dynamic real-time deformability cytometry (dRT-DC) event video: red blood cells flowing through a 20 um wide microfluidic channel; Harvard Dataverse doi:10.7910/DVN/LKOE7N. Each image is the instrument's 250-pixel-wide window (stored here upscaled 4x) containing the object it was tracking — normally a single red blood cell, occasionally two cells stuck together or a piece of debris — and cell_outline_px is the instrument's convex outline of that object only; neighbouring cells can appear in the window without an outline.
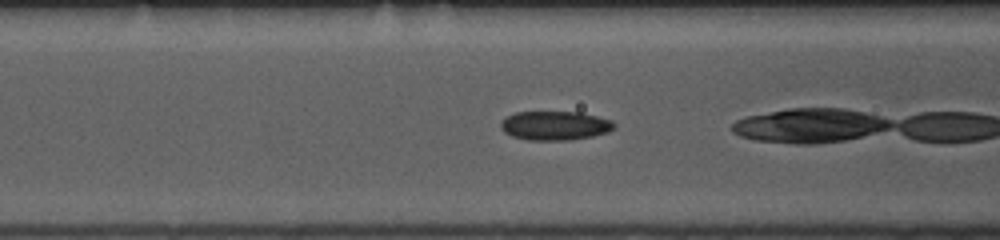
{"species": "common noctule bat (a hibernating species)", "species_latin": "Nyctalus noctula", "temperature_condition": "room temperature", "stored_images_in_passage": 18, "camera_frame_rate_fps": 3000, "um_per_image_px": 0.085, "animal": {"sex": "female", "body_mass_g": 10.0, "forearm_length_mm": 53.1}, "frame": {"image": 1, "passage_image": 17, "time_ms": 5.333, "image_size_px": [1000, 240], "cell_outline_px": [[616, 128], [608, 132], [592, 136], [572, 140], [528, 140], [512, 136], [504, 132], [500, 128], [500, 124], [508, 116], [516, 112], [580, 112], [612, 120], [616, 124]], "centroid_in_image_um": [47.2, 10.68], "position_along_channel_um": 119.4, "area_um2": 19.25}}